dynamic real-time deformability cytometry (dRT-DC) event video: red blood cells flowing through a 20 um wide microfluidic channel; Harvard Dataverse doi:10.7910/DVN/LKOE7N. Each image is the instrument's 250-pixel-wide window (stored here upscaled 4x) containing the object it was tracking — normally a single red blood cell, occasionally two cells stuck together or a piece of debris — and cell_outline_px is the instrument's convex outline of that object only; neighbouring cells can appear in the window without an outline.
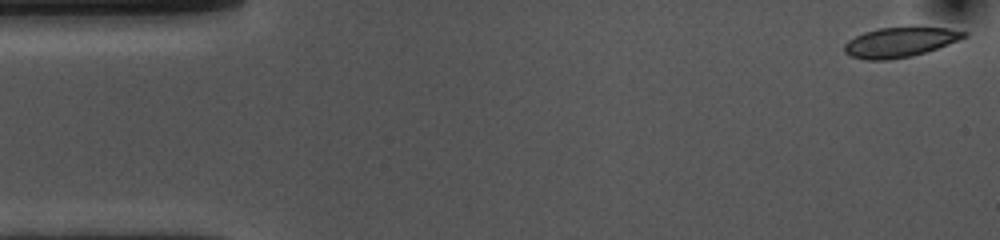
{"species": "common noctule bat (a hibernating species)", "species_latin": "Nyctalus noctula", "temperature_condition": "cold", "stored_images_in_passage": 53, "camera_frame_rate_fps": 3000, "um_per_image_px": 0.085, "animal": {"sex": "female", "body_mass_g": 10.0, "forearm_length_mm": 53.1}, "frame": {"image": 1, "passage_image": 1, "time_ms": 0.0, "image_size_px": [1000, 240], "cell_outline_px": [[968, 36], [936, 48], [912, 56], [888, 60], [864, 60], [852, 56], [844, 52], [844, 44], [848, 40], [864, 32], [880, 28], [912, 24], [948, 28], [968, 32]], "centroid_in_image_um": [76.51, 3.54], "position_along_channel_um": 8.5, "area_um2": 21.39}}
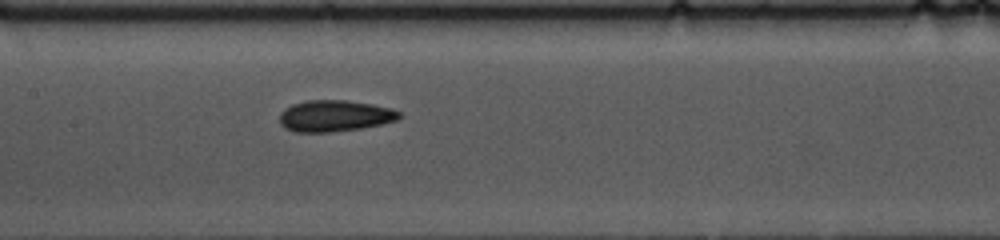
{"frame": {"image": 2, "passage_image": 24, "time_ms": 7.667, "image_size_px": [1000, 240], "cell_outline_px": [[400, 116], [396, 120], [380, 124], [360, 128], [328, 132], [296, 132], [284, 128], [280, 124], [280, 112], [284, 108], [292, 104], [308, 100], [344, 100], [372, 104], [392, 108], [400, 112]], "centroid_in_image_um": [28.41, 9.84], "position_along_channel_um": 179.0, "area_um2": 21.79}}
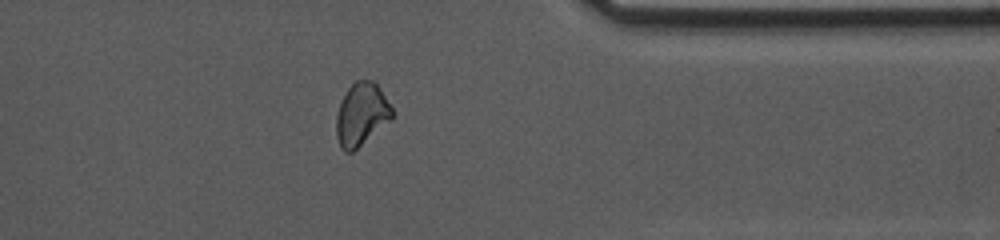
{"frame": {"image": 3, "passage_image": 42, "time_ms": 13.667, "image_size_px": [1000, 240], "cell_outline_px": [[392, 120], [352, 152], [344, 152], [340, 148], [336, 136], [336, 116], [340, 104], [348, 88], [356, 80], [372, 80], [376, 84], [392, 108]], "centroid_in_image_um": [30.71, 9.75], "position_along_channel_um": 380.7, "area_um2": 20.23}, "authors_computed_cell_mechanics": {"area_um2": 21.386, "velocity_mm_per_s": 3.6198, "shape_relaxation_time_tau1_ms": 4.378, "shape_relaxation_time_tau2_ms": 6.4502, "deformation_change_tau1": 0.0956, "deformation_change_tau2": 0.1057}}